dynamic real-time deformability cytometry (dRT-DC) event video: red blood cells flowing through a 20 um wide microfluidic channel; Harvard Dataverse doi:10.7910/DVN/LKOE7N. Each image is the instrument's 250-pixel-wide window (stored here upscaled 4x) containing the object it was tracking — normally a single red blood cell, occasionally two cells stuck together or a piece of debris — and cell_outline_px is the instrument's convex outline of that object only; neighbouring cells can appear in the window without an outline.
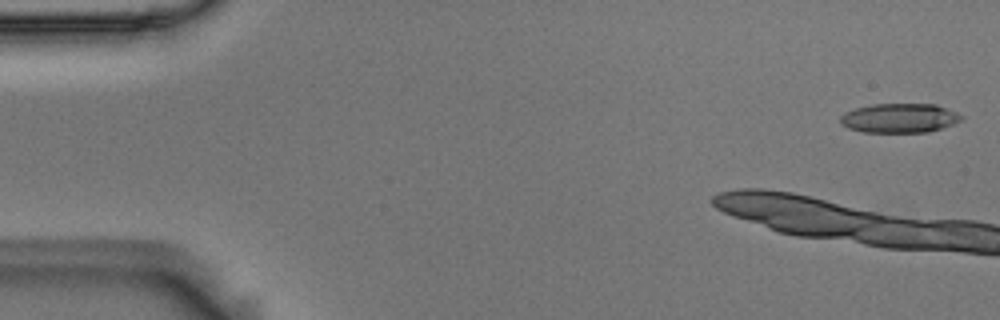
{"species": "Egyptian fruit bat (a non-hibernating species)", "species_latin": "Rousettus aegyptiacus", "temperature_condition": "room temperature", "stored_images_in_passage": 11, "camera_frame_rate_fps": 3000, "um_per_image_px": 0.085, "animal": {"sex": "male"}, "frame": {"image": 1, "passage_image": 1, "time_ms": 0.0, "image_size_px": [1000, 320], "cell_outline_px": [[964, 116], [960, 120], [952, 124], [928, 132], [864, 132], [848, 128], [840, 124], [840, 116], [844, 112], [856, 108], [872, 104], [936, 104], [956, 112]], "centroid_in_image_um": [76.42, 10.03], "position_along_channel_um": 8.6, "area_um2": 20.63}}